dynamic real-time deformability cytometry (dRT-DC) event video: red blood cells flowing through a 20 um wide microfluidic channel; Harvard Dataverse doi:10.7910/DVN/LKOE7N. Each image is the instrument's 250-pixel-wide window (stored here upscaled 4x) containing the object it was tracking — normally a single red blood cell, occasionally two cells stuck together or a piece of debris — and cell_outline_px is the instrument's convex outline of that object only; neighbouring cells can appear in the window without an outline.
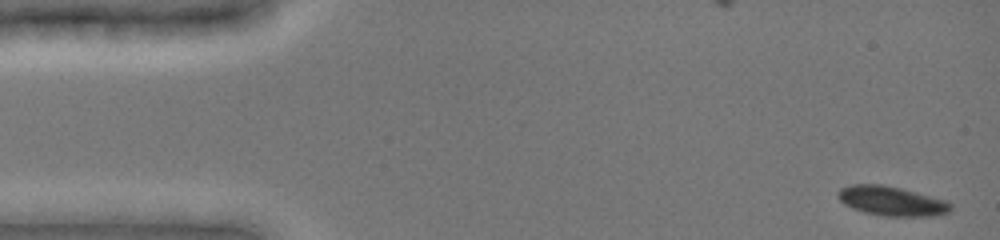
{"species": "common noctule bat (a hibernating species)", "species_latin": "Nyctalus noctula", "temperature_condition": "cold", "stored_images_in_passage": 8, "camera_frame_rate_fps": 3000, "um_per_image_px": 0.085, "animal": {"sex": "female", "body_mass_g": 19.0, "forearm_length_mm": 51.5}, "frame": {"image": 1, "passage_image": 1, "time_ms": 0.0, "image_size_px": [1000, 240], "cell_outline_px": [[952, 208], [948, 212], [936, 216], [884, 216], [864, 212], [852, 208], [844, 204], [836, 196], [836, 192], [840, 188], [852, 184], [880, 184], [900, 188], [948, 200], [952, 204]], "centroid_in_image_um": [75.79, 17.08], "position_along_channel_um": 9.2, "area_um2": 19.54}}
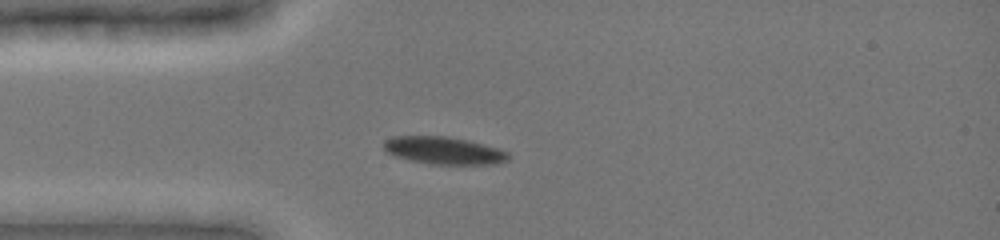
{"frame": {"image": 2, "passage_image": 6, "time_ms": 3.667, "image_size_px": [1000, 240], "cell_outline_px": [[512, 156], [508, 160], [496, 164], [432, 164], [408, 160], [396, 156], [388, 152], [384, 148], [384, 140], [392, 136], [448, 136], [468, 140], [496, 148], [508, 152]], "centroid_in_image_um": [37.73, 12.79], "position_along_channel_um": 47.3, "area_um2": 19.94}}
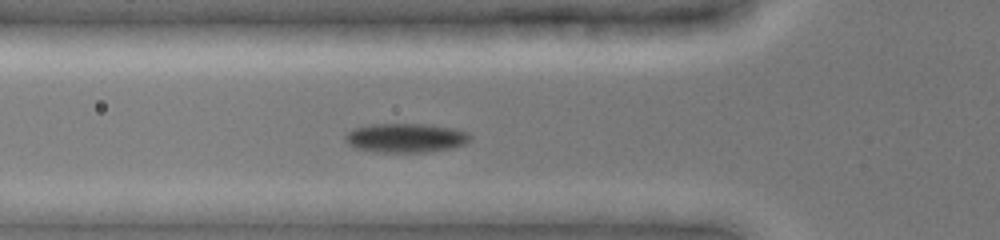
{"frame": {"image": 3, "passage_image": 8, "time_ms": 5.0, "image_size_px": [1000, 240], "cell_outline_px": [[472, 136], [464, 144], [448, 148], [424, 152], [380, 152], [352, 148], [344, 140], [344, 136], [348, 132], [356, 128], [368, 124], [428, 124], [456, 128], [468, 132]], "centroid_in_image_um": [34.46, 11.71], "position_along_channel_um": 91.3, "area_um2": 21.27}}